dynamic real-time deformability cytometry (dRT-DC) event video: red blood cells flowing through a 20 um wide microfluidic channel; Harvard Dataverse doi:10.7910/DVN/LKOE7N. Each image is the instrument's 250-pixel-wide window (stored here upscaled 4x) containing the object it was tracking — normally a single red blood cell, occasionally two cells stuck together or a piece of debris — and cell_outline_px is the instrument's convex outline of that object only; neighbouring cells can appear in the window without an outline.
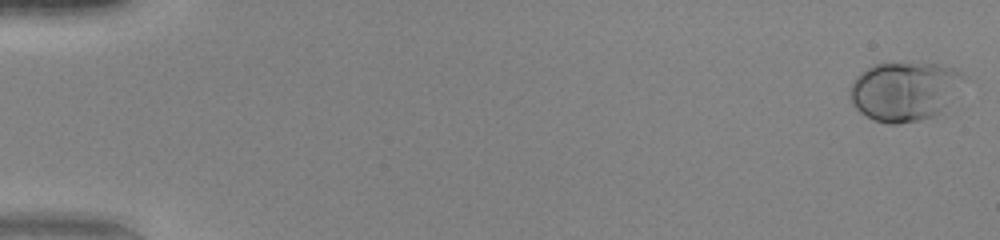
{"species": "human", "species_latin": "Homo sapiens", "temperature_condition": "warm", "stored_images_in_passage": 51, "camera_frame_rate_fps": 3000, "um_per_image_px": 0.085, "donor": {"sex": "female"}, "frame": {"image": 1, "passage_image": 1, "time_ms": 0.0, "image_size_px": [1000, 240], "cell_outline_px": [[968, 76], [944, 112], [936, 116], [920, 120], [896, 124], [888, 124], [876, 120], [860, 112], [852, 104], [848, 92], [848, 88], [852, 80], [860, 72], [872, 64], [900, 60], [936, 64], [956, 68]], "centroid_in_image_um": [76.91, 7.7], "position_along_channel_um": 8.1, "area_um2": 40.75}}
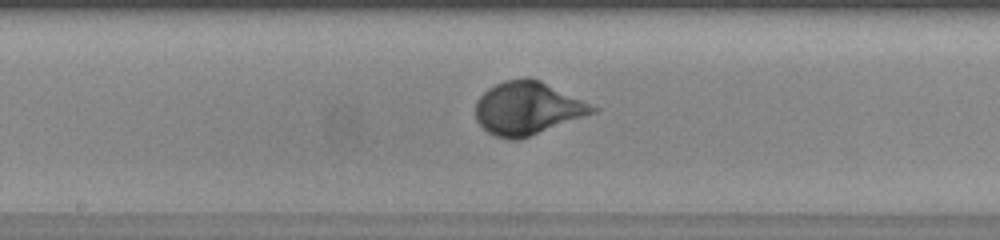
{"frame": {"image": 2, "passage_image": 28, "time_ms": 9.0, "image_size_px": [1000, 240], "cell_outline_px": [[600, 108], [596, 112], [520, 140], [508, 140], [496, 136], [488, 132], [476, 120], [476, 100], [488, 88], [504, 80], [524, 76], [528, 76], [540, 80]], "centroid_in_image_um": [44.83, 9.19], "position_along_channel_um": 203.4, "area_um2": 36.3}}
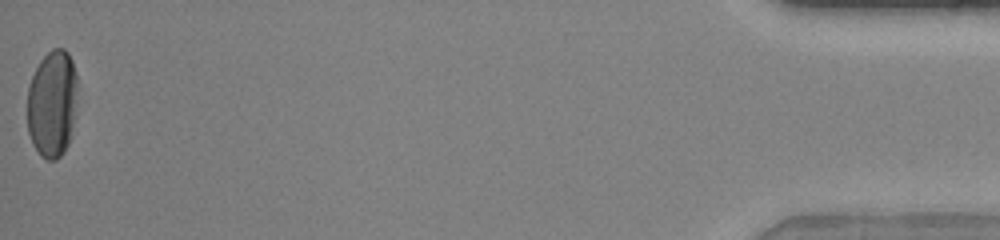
{"frame": {"image": 3, "passage_image": 51, "time_ms": 16.667, "image_size_px": [1000, 240], "cell_outline_px": [[76, 92], [72, 136], [64, 152], [56, 160], [48, 160], [40, 156], [32, 144], [28, 132], [28, 88], [32, 76], [40, 60], [52, 48], [64, 48], [68, 52], [72, 60], [76, 72]], "centroid_in_image_um": [4.44, 8.83], "position_along_channel_um": 430.8, "area_um2": 31.56}, "authors_computed_cell_mechanics": {"area_um2": 33.7552, "velocity_mm_per_s": 4.1187, "shape_relaxation_time_tau1_ms": 2.9249, "shape_relaxation_time_tau2_ms": null, "deformation_change_tau1": 0.1963, "deformation_change_tau2": null}}